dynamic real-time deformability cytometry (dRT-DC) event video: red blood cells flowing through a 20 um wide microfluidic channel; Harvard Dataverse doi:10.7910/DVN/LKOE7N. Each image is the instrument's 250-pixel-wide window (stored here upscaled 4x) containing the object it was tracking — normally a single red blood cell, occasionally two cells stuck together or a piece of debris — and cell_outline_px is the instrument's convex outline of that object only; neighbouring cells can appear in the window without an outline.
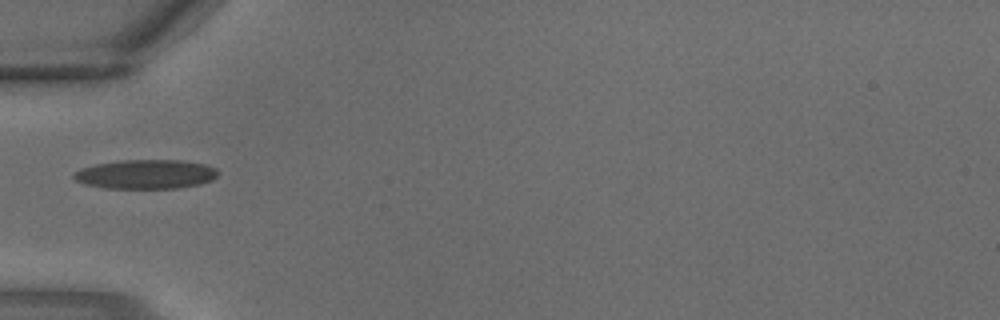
{"species": "common noctule bat (a hibernating species)", "species_latin": "Nyctalus noctula", "temperature_condition": "warm", "stored_images_in_passage": 1, "camera_frame_rate_fps": 3000, "um_per_image_px": 0.085, "animal": {"sex": "male", "body_mass_g": 18.8}, "frame": {"image": 1, "passage_image": 1, "time_ms": 0.0, "image_size_px": [1000, 320], "cell_outline_px": [[220, 172], [212, 180], [200, 184], [176, 188], [104, 188], [84, 184], [76, 180], [72, 176], [72, 172], [80, 168], [96, 164], [120, 160], [184, 160], [204, 164], [216, 168]], "centroid_in_image_um": [12.38, 14.8], "position_along_channel_um": 72.6, "area_um2": 24.74}}